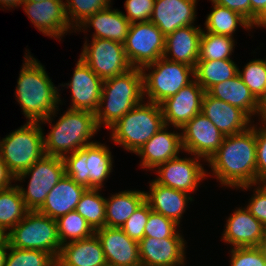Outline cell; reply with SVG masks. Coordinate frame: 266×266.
<instances>
[{"label":"cell","instance_id":"1","mask_svg":"<svg viewBox=\"0 0 266 266\" xmlns=\"http://www.w3.org/2000/svg\"><path fill=\"white\" fill-rule=\"evenodd\" d=\"M208 163L221 185L245 190L257 186L256 126L224 136Z\"/></svg>","mask_w":266,"mask_h":266},{"label":"cell","instance_id":"2","mask_svg":"<svg viewBox=\"0 0 266 266\" xmlns=\"http://www.w3.org/2000/svg\"><path fill=\"white\" fill-rule=\"evenodd\" d=\"M25 63L15 89L17 101L28 122L52 123L56 116L60 94L47 75L44 66L31 55H24ZM52 115V116H51ZM41 121V122H40Z\"/></svg>","mask_w":266,"mask_h":266},{"label":"cell","instance_id":"3","mask_svg":"<svg viewBox=\"0 0 266 266\" xmlns=\"http://www.w3.org/2000/svg\"><path fill=\"white\" fill-rule=\"evenodd\" d=\"M143 99L140 68H131L121 75L103 80L100 103L95 112L98 127L103 124L110 129Z\"/></svg>","mask_w":266,"mask_h":266},{"label":"cell","instance_id":"4","mask_svg":"<svg viewBox=\"0 0 266 266\" xmlns=\"http://www.w3.org/2000/svg\"><path fill=\"white\" fill-rule=\"evenodd\" d=\"M50 125L51 131L43 137L44 153L60 158L94 143L90 139L100 129L95 113L87 110L68 109L55 125Z\"/></svg>","mask_w":266,"mask_h":266},{"label":"cell","instance_id":"5","mask_svg":"<svg viewBox=\"0 0 266 266\" xmlns=\"http://www.w3.org/2000/svg\"><path fill=\"white\" fill-rule=\"evenodd\" d=\"M163 126L161 106L150 101L141 102L110 128L111 139L127 151L136 153Z\"/></svg>","mask_w":266,"mask_h":266},{"label":"cell","instance_id":"6","mask_svg":"<svg viewBox=\"0 0 266 266\" xmlns=\"http://www.w3.org/2000/svg\"><path fill=\"white\" fill-rule=\"evenodd\" d=\"M41 123L28 122L0 141V157L16 177L44 155Z\"/></svg>","mask_w":266,"mask_h":266},{"label":"cell","instance_id":"7","mask_svg":"<svg viewBox=\"0 0 266 266\" xmlns=\"http://www.w3.org/2000/svg\"><path fill=\"white\" fill-rule=\"evenodd\" d=\"M112 158L107 146L94 142L63 158L65 174L86 189H102L113 169Z\"/></svg>","mask_w":266,"mask_h":266},{"label":"cell","instance_id":"8","mask_svg":"<svg viewBox=\"0 0 266 266\" xmlns=\"http://www.w3.org/2000/svg\"><path fill=\"white\" fill-rule=\"evenodd\" d=\"M8 233L7 243L18 249L41 250L56 259L61 250L57 222L38 211H29Z\"/></svg>","mask_w":266,"mask_h":266},{"label":"cell","instance_id":"9","mask_svg":"<svg viewBox=\"0 0 266 266\" xmlns=\"http://www.w3.org/2000/svg\"><path fill=\"white\" fill-rule=\"evenodd\" d=\"M152 68L150 73L145 72ZM141 72L144 96H147L150 102L159 105L191 83L195 76L194 67L181 62H173L164 57L145 65L141 68ZM190 76L193 78L191 79Z\"/></svg>","mask_w":266,"mask_h":266},{"label":"cell","instance_id":"10","mask_svg":"<svg viewBox=\"0 0 266 266\" xmlns=\"http://www.w3.org/2000/svg\"><path fill=\"white\" fill-rule=\"evenodd\" d=\"M31 176L27 190L17 185L22 199L29 211H38L44 204L48 193L65 175L63 158L44 155L33 166L15 177V181H22Z\"/></svg>","mask_w":266,"mask_h":266},{"label":"cell","instance_id":"11","mask_svg":"<svg viewBox=\"0 0 266 266\" xmlns=\"http://www.w3.org/2000/svg\"><path fill=\"white\" fill-rule=\"evenodd\" d=\"M123 45L130 65L141 69L163 57L165 36L151 21L131 23Z\"/></svg>","mask_w":266,"mask_h":266},{"label":"cell","instance_id":"12","mask_svg":"<svg viewBox=\"0 0 266 266\" xmlns=\"http://www.w3.org/2000/svg\"><path fill=\"white\" fill-rule=\"evenodd\" d=\"M83 45L80 59L102 80L121 75L133 68L126 56L124 45L118 41L92 38Z\"/></svg>","mask_w":266,"mask_h":266},{"label":"cell","instance_id":"13","mask_svg":"<svg viewBox=\"0 0 266 266\" xmlns=\"http://www.w3.org/2000/svg\"><path fill=\"white\" fill-rule=\"evenodd\" d=\"M183 151L207 162L222 144L224 135L202 113L195 115L181 129Z\"/></svg>","mask_w":266,"mask_h":266},{"label":"cell","instance_id":"14","mask_svg":"<svg viewBox=\"0 0 266 266\" xmlns=\"http://www.w3.org/2000/svg\"><path fill=\"white\" fill-rule=\"evenodd\" d=\"M200 158H180L179 156L158 165L155 169L156 183L191 194L197 190L200 181L207 177Z\"/></svg>","mask_w":266,"mask_h":266},{"label":"cell","instance_id":"15","mask_svg":"<svg viewBox=\"0 0 266 266\" xmlns=\"http://www.w3.org/2000/svg\"><path fill=\"white\" fill-rule=\"evenodd\" d=\"M204 89L194 79L175 95L167 98L160 106L165 125L181 130L195 115L201 113Z\"/></svg>","mask_w":266,"mask_h":266},{"label":"cell","instance_id":"16","mask_svg":"<svg viewBox=\"0 0 266 266\" xmlns=\"http://www.w3.org/2000/svg\"><path fill=\"white\" fill-rule=\"evenodd\" d=\"M103 80L94 73L80 58L76 63L70 83L72 92L71 110H87L95 113L99 107Z\"/></svg>","mask_w":266,"mask_h":266},{"label":"cell","instance_id":"17","mask_svg":"<svg viewBox=\"0 0 266 266\" xmlns=\"http://www.w3.org/2000/svg\"><path fill=\"white\" fill-rule=\"evenodd\" d=\"M109 266H141L139 242L130 239L121 228L104 226L95 231Z\"/></svg>","mask_w":266,"mask_h":266},{"label":"cell","instance_id":"18","mask_svg":"<svg viewBox=\"0 0 266 266\" xmlns=\"http://www.w3.org/2000/svg\"><path fill=\"white\" fill-rule=\"evenodd\" d=\"M23 5L28 18L44 35L58 39L71 30L63 0L24 2Z\"/></svg>","mask_w":266,"mask_h":266},{"label":"cell","instance_id":"19","mask_svg":"<svg viewBox=\"0 0 266 266\" xmlns=\"http://www.w3.org/2000/svg\"><path fill=\"white\" fill-rule=\"evenodd\" d=\"M201 113L205 115L224 136L246 131L252 126L251 118L240 108L210 96L202 98Z\"/></svg>","mask_w":266,"mask_h":266},{"label":"cell","instance_id":"20","mask_svg":"<svg viewBox=\"0 0 266 266\" xmlns=\"http://www.w3.org/2000/svg\"><path fill=\"white\" fill-rule=\"evenodd\" d=\"M183 238L144 237L139 242L141 266H182L185 263Z\"/></svg>","mask_w":266,"mask_h":266},{"label":"cell","instance_id":"21","mask_svg":"<svg viewBox=\"0 0 266 266\" xmlns=\"http://www.w3.org/2000/svg\"><path fill=\"white\" fill-rule=\"evenodd\" d=\"M197 0H155L150 21L166 37L181 27L193 25Z\"/></svg>","mask_w":266,"mask_h":266},{"label":"cell","instance_id":"22","mask_svg":"<svg viewBox=\"0 0 266 266\" xmlns=\"http://www.w3.org/2000/svg\"><path fill=\"white\" fill-rule=\"evenodd\" d=\"M167 129L168 125L163 126L135 153L142 157V168L154 170L158 165L179 156L180 150H183L181 134Z\"/></svg>","mask_w":266,"mask_h":266},{"label":"cell","instance_id":"23","mask_svg":"<svg viewBox=\"0 0 266 266\" xmlns=\"http://www.w3.org/2000/svg\"><path fill=\"white\" fill-rule=\"evenodd\" d=\"M222 239L232 247H256L264 232V225L246 208H239L226 221Z\"/></svg>","mask_w":266,"mask_h":266},{"label":"cell","instance_id":"24","mask_svg":"<svg viewBox=\"0 0 266 266\" xmlns=\"http://www.w3.org/2000/svg\"><path fill=\"white\" fill-rule=\"evenodd\" d=\"M201 27L189 25L178 28L165 37L163 57L173 62H181L191 67L196 66L199 59ZM172 56L171 58L168 56Z\"/></svg>","mask_w":266,"mask_h":266},{"label":"cell","instance_id":"25","mask_svg":"<svg viewBox=\"0 0 266 266\" xmlns=\"http://www.w3.org/2000/svg\"><path fill=\"white\" fill-rule=\"evenodd\" d=\"M85 190L84 186L77 184L65 174L48 193L44 204L38 212L57 220L59 217L76 210Z\"/></svg>","mask_w":266,"mask_h":266},{"label":"cell","instance_id":"26","mask_svg":"<svg viewBox=\"0 0 266 266\" xmlns=\"http://www.w3.org/2000/svg\"><path fill=\"white\" fill-rule=\"evenodd\" d=\"M56 262L55 266H107L104 251L95 234L62 245Z\"/></svg>","mask_w":266,"mask_h":266},{"label":"cell","instance_id":"27","mask_svg":"<svg viewBox=\"0 0 266 266\" xmlns=\"http://www.w3.org/2000/svg\"><path fill=\"white\" fill-rule=\"evenodd\" d=\"M150 193L145 192V201L152 211L174 220L178 225L188 201L193 198L183 191L162 186L154 180L150 183Z\"/></svg>","mask_w":266,"mask_h":266},{"label":"cell","instance_id":"28","mask_svg":"<svg viewBox=\"0 0 266 266\" xmlns=\"http://www.w3.org/2000/svg\"><path fill=\"white\" fill-rule=\"evenodd\" d=\"M207 93L219 100L243 110L250 118L260 114L261 102L253 95L237 74L235 77L217 83Z\"/></svg>","mask_w":266,"mask_h":266},{"label":"cell","instance_id":"29","mask_svg":"<svg viewBox=\"0 0 266 266\" xmlns=\"http://www.w3.org/2000/svg\"><path fill=\"white\" fill-rule=\"evenodd\" d=\"M130 22L124 13L117 9L112 10L111 6L99 10L84 21L78 31L92 26L95 30L93 38L109 39L124 43L130 28ZM87 27V28H85ZM81 28V29H80Z\"/></svg>","mask_w":266,"mask_h":266},{"label":"cell","instance_id":"30","mask_svg":"<svg viewBox=\"0 0 266 266\" xmlns=\"http://www.w3.org/2000/svg\"><path fill=\"white\" fill-rule=\"evenodd\" d=\"M145 201V192L122 191L106 198L105 226L121 228L127 219Z\"/></svg>","mask_w":266,"mask_h":266},{"label":"cell","instance_id":"31","mask_svg":"<svg viewBox=\"0 0 266 266\" xmlns=\"http://www.w3.org/2000/svg\"><path fill=\"white\" fill-rule=\"evenodd\" d=\"M238 70L232 59L197 61L194 79L207 92L215 84L235 77Z\"/></svg>","mask_w":266,"mask_h":266},{"label":"cell","instance_id":"32","mask_svg":"<svg viewBox=\"0 0 266 266\" xmlns=\"http://www.w3.org/2000/svg\"><path fill=\"white\" fill-rule=\"evenodd\" d=\"M238 24L247 30L253 28V25L240 13L213 3L212 11L205 21V28L209 33L233 37Z\"/></svg>","mask_w":266,"mask_h":266},{"label":"cell","instance_id":"33","mask_svg":"<svg viewBox=\"0 0 266 266\" xmlns=\"http://www.w3.org/2000/svg\"><path fill=\"white\" fill-rule=\"evenodd\" d=\"M29 212L17 185L0 190V227L6 232Z\"/></svg>","mask_w":266,"mask_h":266},{"label":"cell","instance_id":"34","mask_svg":"<svg viewBox=\"0 0 266 266\" xmlns=\"http://www.w3.org/2000/svg\"><path fill=\"white\" fill-rule=\"evenodd\" d=\"M99 191L101 189H86L75 210L94 231L105 226L106 198L99 194Z\"/></svg>","mask_w":266,"mask_h":266},{"label":"cell","instance_id":"35","mask_svg":"<svg viewBox=\"0 0 266 266\" xmlns=\"http://www.w3.org/2000/svg\"><path fill=\"white\" fill-rule=\"evenodd\" d=\"M234 42L233 37L203 31L198 61L230 59Z\"/></svg>","mask_w":266,"mask_h":266},{"label":"cell","instance_id":"36","mask_svg":"<svg viewBox=\"0 0 266 266\" xmlns=\"http://www.w3.org/2000/svg\"><path fill=\"white\" fill-rule=\"evenodd\" d=\"M56 222L61 245L90 238L95 234L88 222L75 210L59 217Z\"/></svg>","mask_w":266,"mask_h":266},{"label":"cell","instance_id":"37","mask_svg":"<svg viewBox=\"0 0 266 266\" xmlns=\"http://www.w3.org/2000/svg\"><path fill=\"white\" fill-rule=\"evenodd\" d=\"M67 1V2H66ZM65 9L71 28L77 30L91 15L110 6L111 0H66Z\"/></svg>","mask_w":266,"mask_h":266},{"label":"cell","instance_id":"38","mask_svg":"<svg viewBox=\"0 0 266 266\" xmlns=\"http://www.w3.org/2000/svg\"><path fill=\"white\" fill-rule=\"evenodd\" d=\"M5 266H55L56 258L45 251L18 249L8 245Z\"/></svg>","mask_w":266,"mask_h":266},{"label":"cell","instance_id":"39","mask_svg":"<svg viewBox=\"0 0 266 266\" xmlns=\"http://www.w3.org/2000/svg\"><path fill=\"white\" fill-rule=\"evenodd\" d=\"M238 74L261 102L266 97V60L254 59L244 66L243 71L238 70Z\"/></svg>","mask_w":266,"mask_h":266},{"label":"cell","instance_id":"40","mask_svg":"<svg viewBox=\"0 0 266 266\" xmlns=\"http://www.w3.org/2000/svg\"><path fill=\"white\" fill-rule=\"evenodd\" d=\"M178 226L179 225L174 220L160 213L151 211L144 229V237L160 240L163 238H183L179 230L176 231Z\"/></svg>","mask_w":266,"mask_h":266},{"label":"cell","instance_id":"41","mask_svg":"<svg viewBox=\"0 0 266 266\" xmlns=\"http://www.w3.org/2000/svg\"><path fill=\"white\" fill-rule=\"evenodd\" d=\"M151 211L149 204L144 201L121 227L123 232L130 239L140 242L144 238V229Z\"/></svg>","mask_w":266,"mask_h":266},{"label":"cell","instance_id":"42","mask_svg":"<svg viewBox=\"0 0 266 266\" xmlns=\"http://www.w3.org/2000/svg\"><path fill=\"white\" fill-rule=\"evenodd\" d=\"M230 250V266H261L266 263V257L256 247H231Z\"/></svg>","mask_w":266,"mask_h":266},{"label":"cell","instance_id":"43","mask_svg":"<svg viewBox=\"0 0 266 266\" xmlns=\"http://www.w3.org/2000/svg\"><path fill=\"white\" fill-rule=\"evenodd\" d=\"M155 0H126L127 14L124 16L130 23L150 21Z\"/></svg>","mask_w":266,"mask_h":266},{"label":"cell","instance_id":"44","mask_svg":"<svg viewBox=\"0 0 266 266\" xmlns=\"http://www.w3.org/2000/svg\"><path fill=\"white\" fill-rule=\"evenodd\" d=\"M253 191V197L249 199L246 209L266 228V190L259 183Z\"/></svg>","mask_w":266,"mask_h":266},{"label":"cell","instance_id":"45","mask_svg":"<svg viewBox=\"0 0 266 266\" xmlns=\"http://www.w3.org/2000/svg\"><path fill=\"white\" fill-rule=\"evenodd\" d=\"M260 127H256L257 185L266 178V126Z\"/></svg>","mask_w":266,"mask_h":266},{"label":"cell","instance_id":"46","mask_svg":"<svg viewBox=\"0 0 266 266\" xmlns=\"http://www.w3.org/2000/svg\"><path fill=\"white\" fill-rule=\"evenodd\" d=\"M212 3L227 7L240 13L250 22V0H210Z\"/></svg>","mask_w":266,"mask_h":266},{"label":"cell","instance_id":"47","mask_svg":"<svg viewBox=\"0 0 266 266\" xmlns=\"http://www.w3.org/2000/svg\"><path fill=\"white\" fill-rule=\"evenodd\" d=\"M266 15V0H250V23L257 25Z\"/></svg>","mask_w":266,"mask_h":266},{"label":"cell","instance_id":"48","mask_svg":"<svg viewBox=\"0 0 266 266\" xmlns=\"http://www.w3.org/2000/svg\"><path fill=\"white\" fill-rule=\"evenodd\" d=\"M13 180H15V176L0 157V190L12 187L11 181Z\"/></svg>","mask_w":266,"mask_h":266},{"label":"cell","instance_id":"49","mask_svg":"<svg viewBox=\"0 0 266 266\" xmlns=\"http://www.w3.org/2000/svg\"><path fill=\"white\" fill-rule=\"evenodd\" d=\"M256 248L266 257V228L264 229L263 235L259 239Z\"/></svg>","mask_w":266,"mask_h":266},{"label":"cell","instance_id":"50","mask_svg":"<svg viewBox=\"0 0 266 266\" xmlns=\"http://www.w3.org/2000/svg\"><path fill=\"white\" fill-rule=\"evenodd\" d=\"M24 0H0V5L3 7H17L23 5Z\"/></svg>","mask_w":266,"mask_h":266},{"label":"cell","instance_id":"51","mask_svg":"<svg viewBox=\"0 0 266 266\" xmlns=\"http://www.w3.org/2000/svg\"><path fill=\"white\" fill-rule=\"evenodd\" d=\"M260 119L263 126H266V97L261 101Z\"/></svg>","mask_w":266,"mask_h":266},{"label":"cell","instance_id":"52","mask_svg":"<svg viewBox=\"0 0 266 266\" xmlns=\"http://www.w3.org/2000/svg\"><path fill=\"white\" fill-rule=\"evenodd\" d=\"M7 253H8V243L0 247V266H5Z\"/></svg>","mask_w":266,"mask_h":266},{"label":"cell","instance_id":"53","mask_svg":"<svg viewBox=\"0 0 266 266\" xmlns=\"http://www.w3.org/2000/svg\"><path fill=\"white\" fill-rule=\"evenodd\" d=\"M7 236L8 233H6V231L0 227V247L7 244Z\"/></svg>","mask_w":266,"mask_h":266},{"label":"cell","instance_id":"54","mask_svg":"<svg viewBox=\"0 0 266 266\" xmlns=\"http://www.w3.org/2000/svg\"><path fill=\"white\" fill-rule=\"evenodd\" d=\"M266 27V15L263 17V19L256 25V27Z\"/></svg>","mask_w":266,"mask_h":266},{"label":"cell","instance_id":"55","mask_svg":"<svg viewBox=\"0 0 266 266\" xmlns=\"http://www.w3.org/2000/svg\"><path fill=\"white\" fill-rule=\"evenodd\" d=\"M260 184L265 188L266 190V178L260 182Z\"/></svg>","mask_w":266,"mask_h":266},{"label":"cell","instance_id":"56","mask_svg":"<svg viewBox=\"0 0 266 266\" xmlns=\"http://www.w3.org/2000/svg\"><path fill=\"white\" fill-rule=\"evenodd\" d=\"M42 1H44V0H24V2H42Z\"/></svg>","mask_w":266,"mask_h":266}]
</instances>
